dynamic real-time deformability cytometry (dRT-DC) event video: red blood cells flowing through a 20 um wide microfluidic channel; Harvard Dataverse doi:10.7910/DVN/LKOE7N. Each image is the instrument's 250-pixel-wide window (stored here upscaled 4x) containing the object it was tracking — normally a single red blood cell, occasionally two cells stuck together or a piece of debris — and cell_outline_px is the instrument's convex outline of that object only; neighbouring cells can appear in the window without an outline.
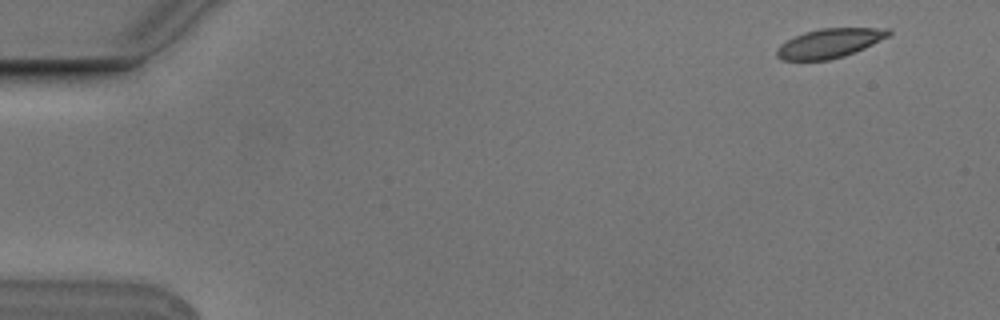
{"species": "Egyptian fruit bat (a non-hibernating species)", "species_latin": "Rousettus aegyptiacus", "temperature_condition": "cold", "stored_images_in_passage": 9, "camera_frame_rate_fps": 3000, "um_per_image_px": 0.085, "animal": {"sex": "male"}, "frame": {"image": 1, "passage_image": 1, "time_ms": 0.0, "image_size_px": [1000, 320], "cell_outline_px": [[892, 32], [888, 36], [864, 48], [844, 56], [828, 60], [780, 60], [776, 56], [776, 48], [780, 44], [804, 32], [820, 28], [888, 28]], "centroid_in_image_um": [70.48, 3.67], "position_along_channel_um": 14.5, "area_um2": 18.96}}
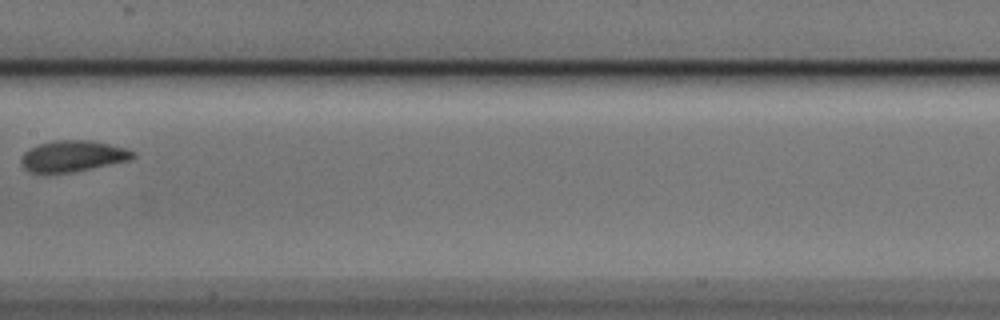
{"frame": {"image": 2, "passage_image": 8, "time_ms": 2.333, "image_size_px": [1000, 320], "cell_outline_px": [[136, 156], [128, 160], [72, 172], [28, 172], [24, 168], [20, 160], [24, 152], [40, 144], [52, 140], [88, 140], [108, 144], [124, 148], [136, 152]], "centroid_in_image_um": [6.17, 13.26], "position_along_channel_um": 201.2, "area_um2": 19.88}}
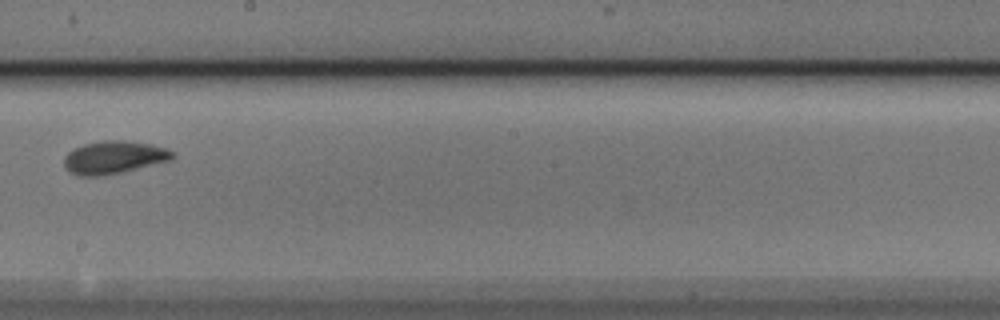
{"frame": {"image": 3, "passage_image": 9, "time_ms": 2.667, "image_size_px": [1000, 320], "cell_outline_px": [[176, 156], [172, 160], [120, 172], [100, 176], [80, 176], [64, 168], [64, 156], [72, 148], [84, 144], [100, 140], [124, 140], [152, 144], [176, 152]], "centroid_in_image_um": [9.68, 13.36], "position_along_channel_um": 238.5, "area_um2": 20.87}}